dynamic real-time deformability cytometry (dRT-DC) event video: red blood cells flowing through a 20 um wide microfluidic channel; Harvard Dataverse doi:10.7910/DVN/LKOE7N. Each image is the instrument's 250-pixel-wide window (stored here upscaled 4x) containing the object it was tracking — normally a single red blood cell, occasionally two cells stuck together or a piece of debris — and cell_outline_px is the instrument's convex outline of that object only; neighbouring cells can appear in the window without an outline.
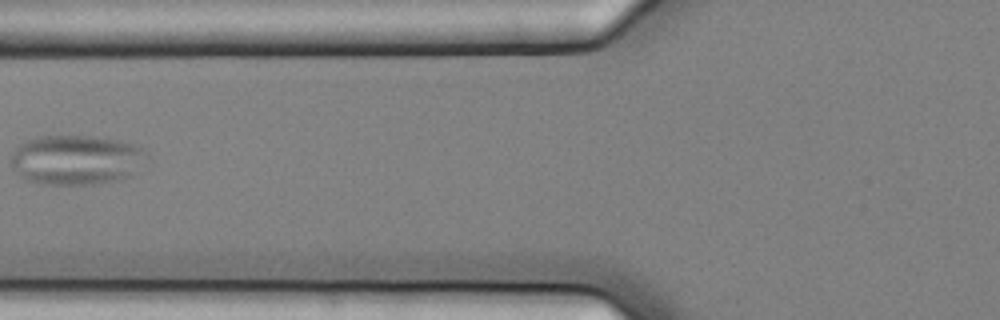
{"species": "common noctule bat (a hibernating species)", "species_latin": "Nyctalus noctula", "temperature_condition": "cold", "stored_images_in_passage": 4, "camera_frame_rate_fps": 3000, "um_per_image_px": 0.085, "animal": {"sex": "female", "body_mass_g": 25.1}, "frame": {"image": 1, "passage_image": 3, "time_ms": 0.667, "image_size_px": [1000, 320], "cell_outline_px": [[148, 156], [132, 176], [120, 180], [92, 184], [40, 184], [24, 180], [12, 168], [12, 156], [16, 148], [20, 144], [28, 140], [40, 136], [92, 136], [120, 140], [144, 148]], "centroid_in_image_um": [6.5, 13.59], "position_along_channel_um": 119.3, "area_um2": 39.54}}